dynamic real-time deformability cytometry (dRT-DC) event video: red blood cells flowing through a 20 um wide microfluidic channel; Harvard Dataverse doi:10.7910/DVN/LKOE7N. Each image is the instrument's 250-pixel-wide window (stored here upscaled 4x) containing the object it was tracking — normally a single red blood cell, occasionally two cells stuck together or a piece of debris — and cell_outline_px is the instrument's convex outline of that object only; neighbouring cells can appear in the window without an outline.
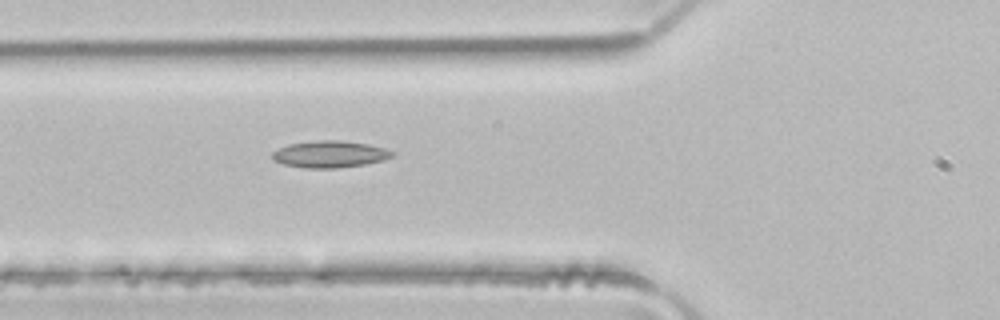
{"species": "common noctule bat (a hibernating species)", "species_latin": "Nyctalus noctula", "temperature_condition": "room temperature", "stored_images_in_passage": 5, "camera_frame_rate_fps": 3000, "um_per_image_px": 0.085, "animal": {"sex": "male", "body_mass_g": 21.5, "forearm_length_mm": 52.0}, "frame": {"image": 1, "passage_image": 5, "time_ms": 1.333, "image_size_px": [1000, 320], "cell_outline_px": [[392, 156], [384, 160], [364, 164], [336, 168], [304, 168], [284, 164], [272, 160], [272, 152], [288, 144], [316, 140], [340, 140], [368, 144], [384, 148], [392, 152]], "centroid_in_image_um": [27.99, 13.1], "position_along_channel_um": 97.8, "area_um2": 18.61}}